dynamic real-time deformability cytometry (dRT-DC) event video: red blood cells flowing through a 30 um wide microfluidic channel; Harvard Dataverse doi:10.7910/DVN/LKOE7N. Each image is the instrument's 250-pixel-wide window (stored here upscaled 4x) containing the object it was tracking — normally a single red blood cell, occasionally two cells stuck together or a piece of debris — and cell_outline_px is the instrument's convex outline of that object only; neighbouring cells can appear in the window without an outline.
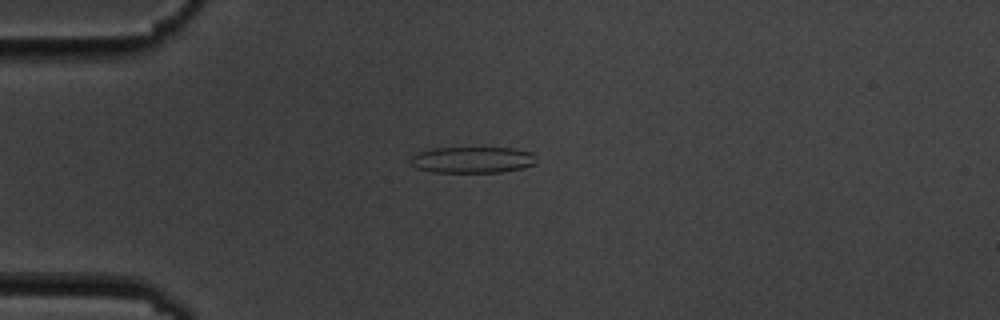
{"species": "common noctule bat (a hibernating species)", "species_latin": "Nyctalus noctula", "temperature_condition": "cold", "stored_images_in_passage": 5, "camera_frame_rate_fps": 3000, "um_per_image_px": 0.085, "animal": {"sex": "male", "body_mass_g": 19.5, "forearm_length_mm": 54.6}, "frame": {"image": 1, "passage_image": 1, "time_ms": 0.0, "image_size_px": [1000, 320], "cell_outline_px": [[536, 164], [524, 168], [500, 172], [432, 172], [416, 168], [412, 164], [412, 156], [420, 152], [432, 148], [512, 148], [532, 152], [536, 156]], "centroid_in_image_um": [40.21, 13.59], "position_along_channel_um": 44.8, "area_um2": 19.25}}
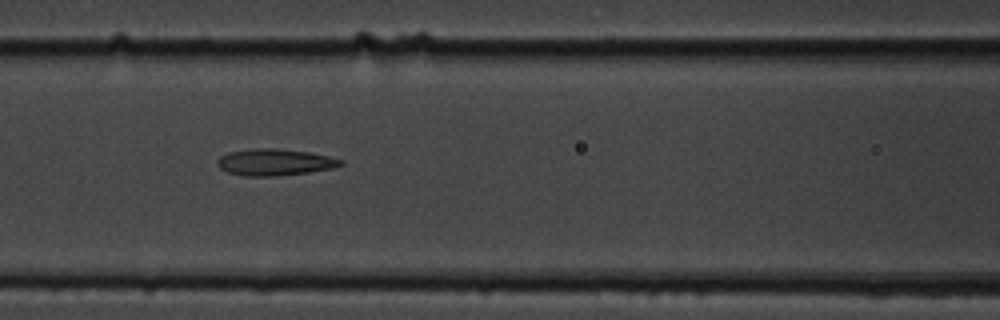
{"frame": {"image": 2, "passage_image": 4, "time_ms": 3.333, "image_size_px": [1000, 320], "cell_outline_px": [[344, 164], [332, 168], [308, 172], [276, 176], [244, 176], [228, 172], [220, 168], [216, 164], [216, 160], [220, 156], [228, 152], [252, 148], [276, 148], [308, 152], [328, 156], [344, 160]], "centroid_in_image_um": [23.32, 13.78], "position_along_channel_um": 143.3, "area_um2": 19.19}}
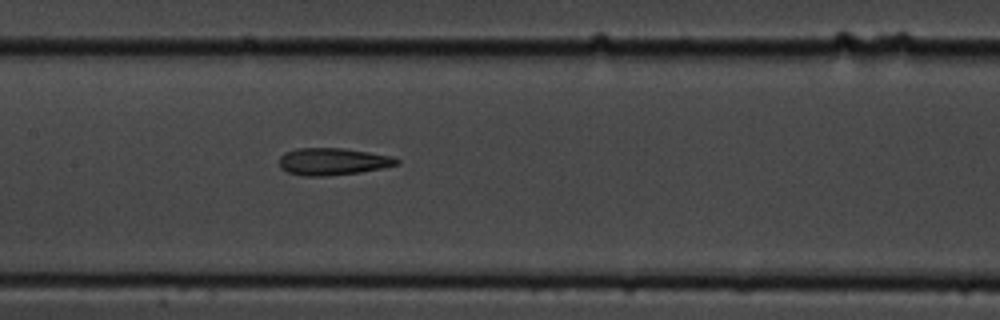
{"frame": {"image": 3, "passage_image": 5, "time_ms": 4.333, "image_size_px": [1000, 320], "cell_outline_px": [[400, 164], [384, 168], [360, 172], [328, 176], [304, 176], [288, 172], [280, 168], [280, 156], [284, 152], [296, 148], [344, 148], [392, 156], [400, 160]], "centroid_in_image_um": [28.3, 13.73], "position_along_channel_um": 179.1, "area_um2": 18.73}}